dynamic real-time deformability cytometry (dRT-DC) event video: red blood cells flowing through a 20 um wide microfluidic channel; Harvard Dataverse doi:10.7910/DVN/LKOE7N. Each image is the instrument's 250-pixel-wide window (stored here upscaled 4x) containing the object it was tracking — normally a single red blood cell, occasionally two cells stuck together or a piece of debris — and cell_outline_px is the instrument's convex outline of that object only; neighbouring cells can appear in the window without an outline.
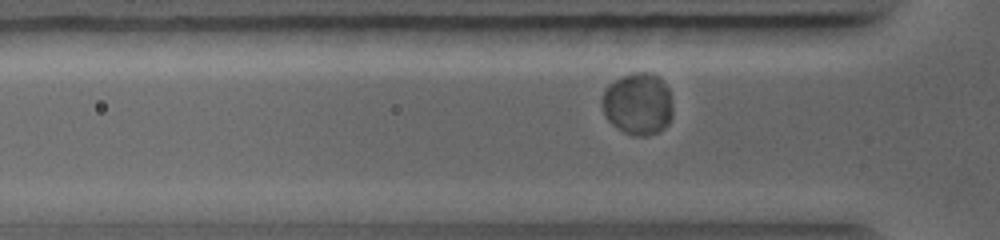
{"species": "common noctule bat (a hibernating species)", "species_latin": "Nyctalus noctula", "temperature_condition": "warm", "stored_images_in_passage": 58, "camera_frame_rate_fps": 5000, "um_per_image_px": 0.085, "animal": {"sex": "female", "body_mass_g": 19.0, "forearm_length_mm": 56.7}, "frame": {"image": 1, "passage_image": 10, "time_ms": 1.6, "image_size_px": [1000, 240], "cell_outline_px": [[672, 116], [668, 124], [664, 128], [656, 132], [644, 136], [632, 136], [624, 132], [612, 124], [608, 120], [604, 112], [600, 100], [608, 84], [632, 72], [652, 72], [660, 76], [668, 88], [672, 108]], "centroid_in_image_um": [54.22, 8.81], "position_along_channel_um": 71.6, "area_um2": 25.72}}
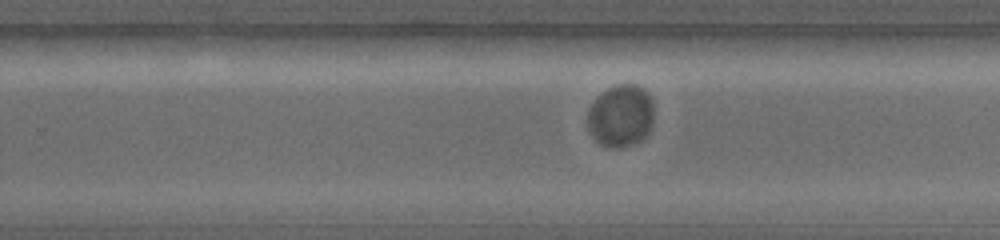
{"frame": {"image": 2, "passage_image": 30, "time_ms": 5.8, "image_size_px": [1000, 240], "cell_outline_px": [[652, 124], [648, 136], [632, 144], [612, 148], [600, 144], [596, 140], [588, 128], [588, 108], [608, 88], [620, 84], [636, 84], [644, 88], [648, 92], [652, 100]], "centroid_in_image_um": [52.79, 9.84], "position_along_channel_um": 277.0, "area_um2": 23.87}}
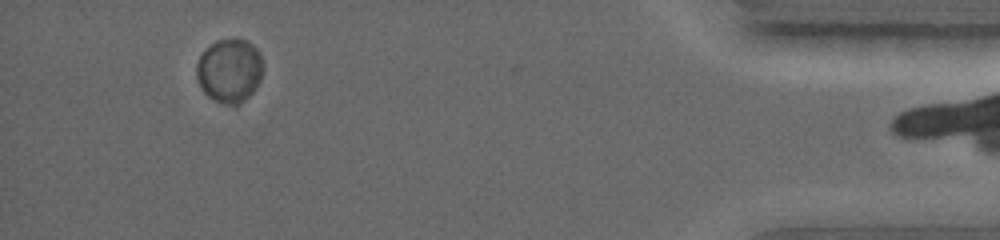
{"frame": {"image": 3, "passage_image": 55, "time_ms": 10.0, "image_size_px": [1000, 240], "cell_outline_px": [[264, 72], [260, 80], [252, 92], [240, 104], [228, 104], [216, 100], [208, 96], [204, 92], [196, 76], [196, 64], [204, 48], [216, 40], [244, 40], [252, 44], [260, 52], [264, 60]], "centroid_in_image_um": [19.53, 5.98], "position_along_channel_um": 415.7, "area_um2": 24.8}}